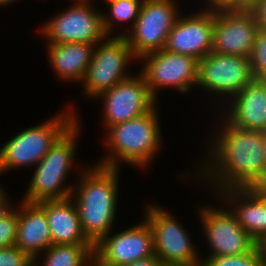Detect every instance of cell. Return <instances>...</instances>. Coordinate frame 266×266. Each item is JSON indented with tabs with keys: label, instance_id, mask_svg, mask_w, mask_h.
I'll list each match as a JSON object with an SVG mask.
<instances>
[{
	"label": "cell",
	"instance_id": "d590c367",
	"mask_svg": "<svg viewBox=\"0 0 266 266\" xmlns=\"http://www.w3.org/2000/svg\"><path fill=\"white\" fill-rule=\"evenodd\" d=\"M106 1L109 2V3H112V2H115L117 0H106Z\"/></svg>",
	"mask_w": 266,
	"mask_h": 266
},
{
	"label": "cell",
	"instance_id": "9c48e42d",
	"mask_svg": "<svg viewBox=\"0 0 266 266\" xmlns=\"http://www.w3.org/2000/svg\"><path fill=\"white\" fill-rule=\"evenodd\" d=\"M139 59L146 60L141 75L154 97L160 87L173 86L178 91L187 92L191 84L197 85L199 60L192 56L162 49Z\"/></svg>",
	"mask_w": 266,
	"mask_h": 266
},
{
	"label": "cell",
	"instance_id": "e0dca14e",
	"mask_svg": "<svg viewBox=\"0 0 266 266\" xmlns=\"http://www.w3.org/2000/svg\"><path fill=\"white\" fill-rule=\"evenodd\" d=\"M220 192L232 203L239 200L240 205L232 212L255 242L266 234V187L225 188Z\"/></svg>",
	"mask_w": 266,
	"mask_h": 266
},
{
	"label": "cell",
	"instance_id": "f1b7e54d",
	"mask_svg": "<svg viewBox=\"0 0 266 266\" xmlns=\"http://www.w3.org/2000/svg\"><path fill=\"white\" fill-rule=\"evenodd\" d=\"M249 9L254 14L259 29L266 31V0H251Z\"/></svg>",
	"mask_w": 266,
	"mask_h": 266
},
{
	"label": "cell",
	"instance_id": "f546056e",
	"mask_svg": "<svg viewBox=\"0 0 266 266\" xmlns=\"http://www.w3.org/2000/svg\"><path fill=\"white\" fill-rule=\"evenodd\" d=\"M124 266H166V265L163 264V262L159 260L156 256H152L142 260L131 262Z\"/></svg>",
	"mask_w": 266,
	"mask_h": 266
},
{
	"label": "cell",
	"instance_id": "603a6c76",
	"mask_svg": "<svg viewBox=\"0 0 266 266\" xmlns=\"http://www.w3.org/2000/svg\"><path fill=\"white\" fill-rule=\"evenodd\" d=\"M143 0H117L115 2L110 3V12L111 18L105 17L103 18V28L107 35L111 31L112 27V20L116 19V21H132V25L134 26L141 9V5ZM109 18V19H108Z\"/></svg>",
	"mask_w": 266,
	"mask_h": 266
},
{
	"label": "cell",
	"instance_id": "30bf717a",
	"mask_svg": "<svg viewBox=\"0 0 266 266\" xmlns=\"http://www.w3.org/2000/svg\"><path fill=\"white\" fill-rule=\"evenodd\" d=\"M105 235L93 250L97 266H124L155 256L153 233L147 220L115 235Z\"/></svg>",
	"mask_w": 266,
	"mask_h": 266
},
{
	"label": "cell",
	"instance_id": "3957f363",
	"mask_svg": "<svg viewBox=\"0 0 266 266\" xmlns=\"http://www.w3.org/2000/svg\"><path fill=\"white\" fill-rule=\"evenodd\" d=\"M156 114L154 107L139 117L110 126L107 145L111 147L112 155L108 154L98 165L118 168L117 160L121 159L129 164L145 167L160 146L161 137Z\"/></svg>",
	"mask_w": 266,
	"mask_h": 266
},
{
	"label": "cell",
	"instance_id": "484cf974",
	"mask_svg": "<svg viewBox=\"0 0 266 266\" xmlns=\"http://www.w3.org/2000/svg\"><path fill=\"white\" fill-rule=\"evenodd\" d=\"M33 261L15 245L0 248V266H31Z\"/></svg>",
	"mask_w": 266,
	"mask_h": 266
},
{
	"label": "cell",
	"instance_id": "ac0fdd59",
	"mask_svg": "<svg viewBox=\"0 0 266 266\" xmlns=\"http://www.w3.org/2000/svg\"><path fill=\"white\" fill-rule=\"evenodd\" d=\"M232 98L227 117L230 124L244 130L266 131V81L253 80Z\"/></svg>",
	"mask_w": 266,
	"mask_h": 266
},
{
	"label": "cell",
	"instance_id": "5bb4252c",
	"mask_svg": "<svg viewBox=\"0 0 266 266\" xmlns=\"http://www.w3.org/2000/svg\"><path fill=\"white\" fill-rule=\"evenodd\" d=\"M99 96H103L104 120L108 128L149 112L156 102L141 73L118 82Z\"/></svg>",
	"mask_w": 266,
	"mask_h": 266
},
{
	"label": "cell",
	"instance_id": "cb8c5ba5",
	"mask_svg": "<svg viewBox=\"0 0 266 266\" xmlns=\"http://www.w3.org/2000/svg\"><path fill=\"white\" fill-rule=\"evenodd\" d=\"M250 63L254 80L266 81V31L259 29L252 53L250 54Z\"/></svg>",
	"mask_w": 266,
	"mask_h": 266
},
{
	"label": "cell",
	"instance_id": "44dd1931",
	"mask_svg": "<svg viewBox=\"0 0 266 266\" xmlns=\"http://www.w3.org/2000/svg\"><path fill=\"white\" fill-rule=\"evenodd\" d=\"M94 47L80 42L49 43V61L61 78L81 81L91 62Z\"/></svg>",
	"mask_w": 266,
	"mask_h": 266
},
{
	"label": "cell",
	"instance_id": "ba28073f",
	"mask_svg": "<svg viewBox=\"0 0 266 266\" xmlns=\"http://www.w3.org/2000/svg\"><path fill=\"white\" fill-rule=\"evenodd\" d=\"M103 15L93 10L87 0H78L67 11L48 21L41 31L52 44L80 42L99 45L109 37L103 28Z\"/></svg>",
	"mask_w": 266,
	"mask_h": 266
},
{
	"label": "cell",
	"instance_id": "83f0119b",
	"mask_svg": "<svg viewBox=\"0 0 266 266\" xmlns=\"http://www.w3.org/2000/svg\"><path fill=\"white\" fill-rule=\"evenodd\" d=\"M211 11L244 10L250 7L251 0H208ZM214 7V8H213Z\"/></svg>",
	"mask_w": 266,
	"mask_h": 266
},
{
	"label": "cell",
	"instance_id": "8992f818",
	"mask_svg": "<svg viewBox=\"0 0 266 266\" xmlns=\"http://www.w3.org/2000/svg\"><path fill=\"white\" fill-rule=\"evenodd\" d=\"M174 3L173 0H143L132 35H117L128 41L135 58L164 49L167 36L179 16Z\"/></svg>",
	"mask_w": 266,
	"mask_h": 266
},
{
	"label": "cell",
	"instance_id": "4316f807",
	"mask_svg": "<svg viewBox=\"0 0 266 266\" xmlns=\"http://www.w3.org/2000/svg\"><path fill=\"white\" fill-rule=\"evenodd\" d=\"M17 225L18 216L15 210L5 218L0 219V248L15 245Z\"/></svg>",
	"mask_w": 266,
	"mask_h": 266
},
{
	"label": "cell",
	"instance_id": "7402d4cb",
	"mask_svg": "<svg viewBox=\"0 0 266 266\" xmlns=\"http://www.w3.org/2000/svg\"><path fill=\"white\" fill-rule=\"evenodd\" d=\"M93 250V244H52L45 250L44 266H88L94 262Z\"/></svg>",
	"mask_w": 266,
	"mask_h": 266
},
{
	"label": "cell",
	"instance_id": "7c38bea8",
	"mask_svg": "<svg viewBox=\"0 0 266 266\" xmlns=\"http://www.w3.org/2000/svg\"><path fill=\"white\" fill-rule=\"evenodd\" d=\"M147 209L146 220L152 229L155 256L165 265L200 262L183 226L162 208L150 206Z\"/></svg>",
	"mask_w": 266,
	"mask_h": 266
},
{
	"label": "cell",
	"instance_id": "5b68a950",
	"mask_svg": "<svg viewBox=\"0 0 266 266\" xmlns=\"http://www.w3.org/2000/svg\"><path fill=\"white\" fill-rule=\"evenodd\" d=\"M69 114H58L50 121L24 130L9 140L0 149V172L24 165H37L56 140L76 121L74 114Z\"/></svg>",
	"mask_w": 266,
	"mask_h": 266
},
{
	"label": "cell",
	"instance_id": "1f68e13d",
	"mask_svg": "<svg viewBox=\"0 0 266 266\" xmlns=\"http://www.w3.org/2000/svg\"><path fill=\"white\" fill-rule=\"evenodd\" d=\"M255 246L263 262H266V234L255 242Z\"/></svg>",
	"mask_w": 266,
	"mask_h": 266
},
{
	"label": "cell",
	"instance_id": "e575fe53",
	"mask_svg": "<svg viewBox=\"0 0 266 266\" xmlns=\"http://www.w3.org/2000/svg\"><path fill=\"white\" fill-rule=\"evenodd\" d=\"M12 1H14V0H0V4H1V6L4 4H8V3H11Z\"/></svg>",
	"mask_w": 266,
	"mask_h": 266
},
{
	"label": "cell",
	"instance_id": "6da1fadb",
	"mask_svg": "<svg viewBox=\"0 0 266 266\" xmlns=\"http://www.w3.org/2000/svg\"><path fill=\"white\" fill-rule=\"evenodd\" d=\"M221 134L215 138L207 177L215 182L217 191L225 188L266 187L263 157V132L244 130L227 120ZM214 162V163H213ZM214 164V165H213ZM217 164V165H215ZM209 169V170H208ZM210 172V173H209Z\"/></svg>",
	"mask_w": 266,
	"mask_h": 266
},
{
	"label": "cell",
	"instance_id": "d6986e66",
	"mask_svg": "<svg viewBox=\"0 0 266 266\" xmlns=\"http://www.w3.org/2000/svg\"><path fill=\"white\" fill-rule=\"evenodd\" d=\"M19 208L15 246L36 261L38 253L52 245L48 220L37 204L23 202Z\"/></svg>",
	"mask_w": 266,
	"mask_h": 266
},
{
	"label": "cell",
	"instance_id": "d4e9b609",
	"mask_svg": "<svg viewBox=\"0 0 266 266\" xmlns=\"http://www.w3.org/2000/svg\"><path fill=\"white\" fill-rule=\"evenodd\" d=\"M202 261L204 266H262L263 262L256 246L244 254L209 257Z\"/></svg>",
	"mask_w": 266,
	"mask_h": 266
},
{
	"label": "cell",
	"instance_id": "4dcf8cb0",
	"mask_svg": "<svg viewBox=\"0 0 266 266\" xmlns=\"http://www.w3.org/2000/svg\"><path fill=\"white\" fill-rule=\"evenodd\" d=\"M9 208L8 200L6 198V194L4 191L0 192V219L5 218L8 216L11 212L12 209Z\"/></svg>",
	"mask_w": 266,
	"mask_h": 266
},
{
	"label": "cell",
	"instance_id": "7a4b0ae2",
	"mask_svg": "<svg viewBox=\"0 0 266 266\" xmlns=\"http://www.w3.org/2000/svg\"><path fill=\"white\" fill-rule=\"evenodd\" d=\"M82 174L74 203L83 234L95 245L109 234L115 218L118 169L97 164Z\"/></svg>",
	"mask_w": 266,
	"mask_h": 266
},
{
	"label": "cell",
	"instance_id": "8d00e7d4",
	"mask_svg": "<svg viewBox=\"0 0 266 266\" xmlns=\"http://www.w3.org/2000/svg\"><path fill=\"white\" fill-rule=\"evenodd\" d=\"M262 266H266V262H262Z\"/></svg>",
	"mask_w": 266,
	"mask_h": 266
},
{
	"label": "cell",
	"instance_id": "d6a6232c",
	"mask_svg": "<svg viewBox=\"0 0 266 266\" xmlns=\"http://www.w3.org/2000/svg\"><path fill=\"white\" fill-rule=\"evenodd\" d=\"M263 157H264V164L266 170V131L263 132Z\"/></svg>",
	"mask_w": 266,
	"mask_h": 266
},
{
	"label": "cell",
	"instance_id": "836d02e7",
	"mask_svg": "<svg viewBox=\"0 0 266 266\" xmlns=\"http://www.w3.org/2000/svg\"><path fill=\"white\" fill-rule=\"evenodd\" d=\"M166 266H204V263L201 260L200 262H195L192 264H168Z\"/></svg>",
	"mask_w": 266,
	"mask_h": 266
},
{
	"label": "cell",
	"instance_id": "52a82bcc",
	"mask_svg": "<svg viewBox=\"0 0 266 266\" xmlns=\"http://www.w3.org/2000/svg\"><path fill=\"white\" fill-rule=\"evenodd\" d=\"M135 56L123 36H114L94 47L91 62L84 77V90L87 95L97 97L118 82L127 79L125 66Z\"/></svg>",
	"mask_w": 266,
	"mask_h": 266
},
{
	"label": "cell",
	"instance_id": "ffe728a7",
	"mask_svg": "<svg viewBox=\"0 0 266 266\" xmlns=\"http://www.w3.org/2000/svg\"><path fill=\"white\" fill-rule=\"evenodd\" d=\"M43 201L37 205L45 212L52 244H92L83 234L77 207L71 199Z\"/></svg>",
	"mask_w": 266,
	"mask_h": 266
},
{
	"label": "cell",
	"instance_id": "2e32d148",
	"mask_svg": "<svg viewBox=\"0 0 266 266\" xmlns=\"http://www.w3.org/2000/svg\"><path fill=\"white\" fill-rule=\"evenodd\" d=\"M193 16L177 18L167 36L164 49L192 56L199 61L212 51L215 12L210 9Z\"/></svg>",
	"mask_w": 266,
	"mask_h": 266
},
{
	"label": "cell",
	"instance_id": "277c9868",
	"mask_svg": "<svg viewBox=\"0 0 266 266\" xmlns=\"http://www.w3.org/2000/svg\"><path fill=\"white\" fill-rule=\"evenodd\" d=\"M78 122L75 121L51 146L36 165L26 197L22 202L38 204L43 201L61 200L72 196V187H61L74 160ZM77 133V134H76ZM75 143V144H74Z\"/></svg>",
	"mask_w": 266,
	"mask_h": 266
},
{
	"label": "cell",
	"instance_id": "4fadbf2b",
	"mask_svg": "<svg viewBox=\"0 0 266 266\" xmlns=\"http://www.w3.org/2000/svg\"><path fill=\"white\" fill-rule=\"evenodd\" d=\"M258 30L249 8L215 11L211 52L250 58Z\"/></svg>",
	"mask_w": 266,
	"mask_h": 266
},
{
	"label": "cell",
	"instance_id": "8fae6325",
	"mask_svg": "<svg viewBox=\"0 0 266 266\" xmlns=\"http://www.w3.org/2000/svg\"><path fill=\"white\" fill-rule=\"evenodd\" d=\"M254 80L250 59L210 52L198 62L197 85L210 92L236 95Z\"/></svg>",
	"mask_w": 266,
	"mask_h": 266
},
{
	"label": "cell",
	"instance_id": "9a60e30c",
	"mask_svg": "<svg viewBox=\"0 0 266 266\" xmlns=\"http://www.w3.org/2000/svg\"><path fill=\"white\" fill-rule=\"evenodd\" d=\"M201 218L213 250L209 257L244 254L255 247V241L239 225L232 211L204 208Z\"/></svg>",
	"mask_w": 266,
	"mask_h": 266
}]
</instances>
